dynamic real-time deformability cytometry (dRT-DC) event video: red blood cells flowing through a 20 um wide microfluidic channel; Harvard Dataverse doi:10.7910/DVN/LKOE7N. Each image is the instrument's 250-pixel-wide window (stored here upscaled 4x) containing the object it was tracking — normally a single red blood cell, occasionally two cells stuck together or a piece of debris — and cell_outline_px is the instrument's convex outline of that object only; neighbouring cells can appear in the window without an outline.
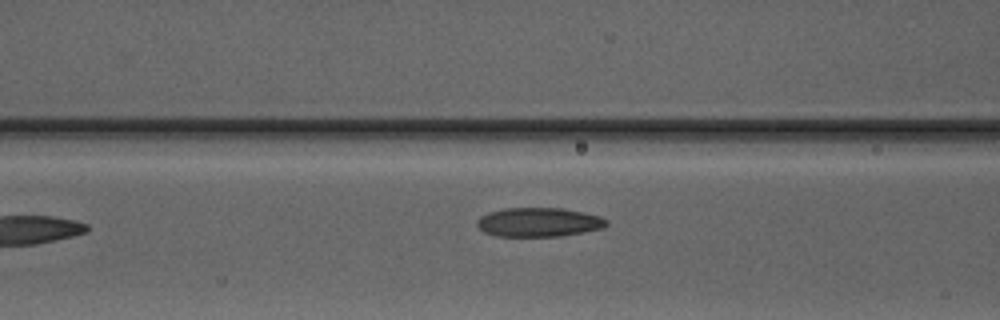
{"species": "Egyptian fruit bat (a non-hibernating species)", "species_latin": "Rousettus aegyptiacus", "temperature_condition": "warm", "stored_images_in_passage": 4, "camera_frame_rate_fps": 3000, "um_per_image_px": 0.085, "animal": {"sex": "male"}, "frame": {"image": 1, "passage_image": 4, "time_ms": 3.667, "image_size_px": [1000, 320], "cell_outline_px": [[608, 224], [604, 228], [560, 236], [496, 236], [484, 232], [476, 224], [476, 220], [480, 216], [488, 212], [504, 208], [560, 208], [584, 212], [600, 216], [608, 220]], "centroid_in_image_um": [45.79, 18.88], "position_along_channel_um": 120.8, "area_um2": 22.02}}